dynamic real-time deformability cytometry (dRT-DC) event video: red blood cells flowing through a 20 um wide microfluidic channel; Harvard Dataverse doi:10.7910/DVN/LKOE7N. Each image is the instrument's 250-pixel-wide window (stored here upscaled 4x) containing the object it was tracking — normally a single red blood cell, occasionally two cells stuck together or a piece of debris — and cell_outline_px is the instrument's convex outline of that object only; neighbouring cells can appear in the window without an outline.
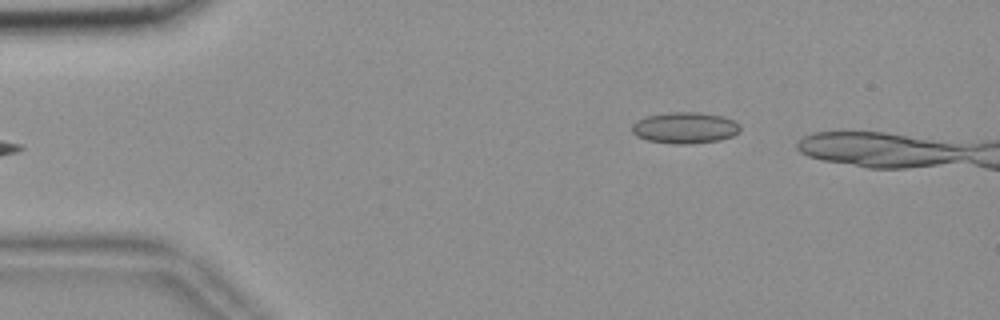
{"species": "common noctule bat (a hibernating species)", "species_latin": "Nyctalus noctula", "temperature_condition": "room temperature", "stored_images_in_passage": 6, "camera_frame_rate_fps": 3000, "um_per_image_px": 0.085, "animal": {"sex": "female", "body_mass_g": 18.4}, "frame": {"image": 1, "passage_image": 1, "time_ms": 0.0, "image_size_px": [1000, 320], "cell_outline_px": [[740, 132], [732, 136], [720, 140], [692, 144], [672, 144], [648, 140], [636, 136], [632, 132], [632, 124], [648, 116], [668, 112], [700, 112], [720, 116], [732, 120], [740, 124]], "centroid_in_image_um": [58.24, 10.87], "position_along_channel_um": 26.8, "area_um2": 19.71}}